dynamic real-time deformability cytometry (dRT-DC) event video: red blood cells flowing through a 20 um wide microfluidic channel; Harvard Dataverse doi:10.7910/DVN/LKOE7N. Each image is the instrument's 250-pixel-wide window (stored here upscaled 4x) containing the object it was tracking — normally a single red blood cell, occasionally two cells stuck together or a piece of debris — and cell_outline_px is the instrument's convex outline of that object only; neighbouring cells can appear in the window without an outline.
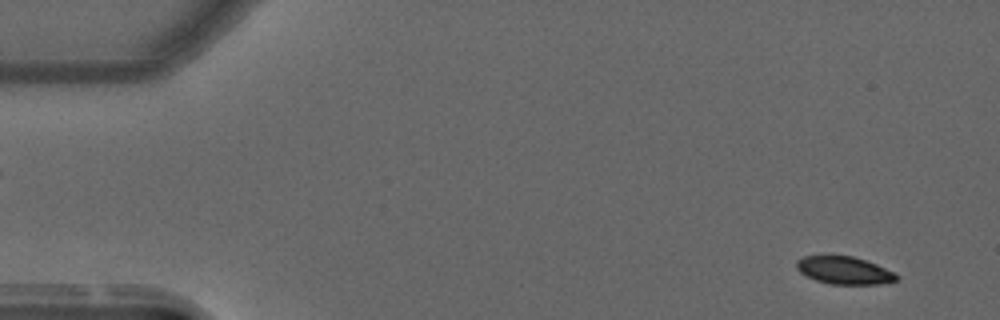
{"species": "common noctule bat (a hibernating species)", "species_latin": "Nyctalus noctula", "temperature_condition": "warm", "stored_images_in_passage": 12, "camera_frame_rate_fps": 3000, "um_per_image_px": 0.085, "animal": {"sex": "male", "forearm_length_mm": 52.5}, "frame": {"image": 1, "passage_image": 3, "time_ms": 0.667, "image_size_px": [1000, 320], "cell_outline_px": [[900, 280], [880, 284], [832, 284], [816, 280], [800, 272], [796, 268], [796, 260], [804, 256], [852, 256], [876, 264], [900, 276]], "centroid_in_image_um": [71.77, 22.99], "position_along_channel_um": 13.2, "area_um2": 15.95}}